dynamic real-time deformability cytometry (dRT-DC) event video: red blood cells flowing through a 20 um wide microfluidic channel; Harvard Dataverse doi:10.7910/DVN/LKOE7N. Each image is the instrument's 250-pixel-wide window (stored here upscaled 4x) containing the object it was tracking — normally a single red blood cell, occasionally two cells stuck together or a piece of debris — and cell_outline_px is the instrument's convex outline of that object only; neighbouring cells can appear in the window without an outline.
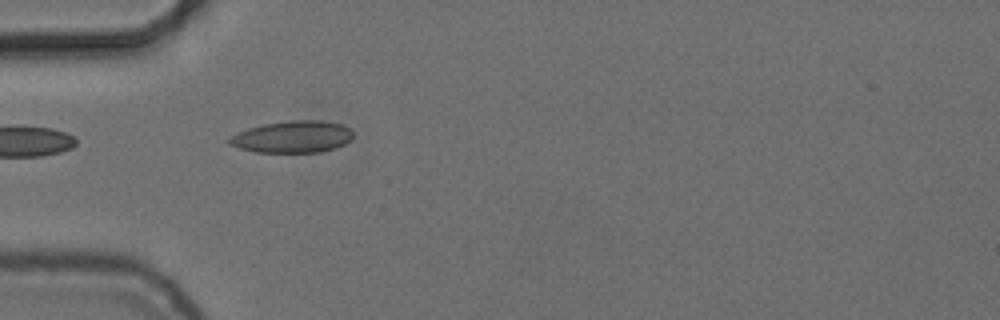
{"species": "common noctule bat (a hibernating species)", "species_latin": "Nyctalus noctula", "temperature_condition": "cold", "stored_images_in_passage": 3, "camera_frame_rate_fps": 3000, "um_per_image_px": 0.085, "animal": {"sex": "female", "body_mass_g": 24.6, "forearm_length_mm": 56.2}, "frame": {"image": 1, "passage_image": 1, "time_ms": 0.0, "image_size_px": [1000, 320], "cell_outline_px": [[352, 140], [336, 148], [320, 152], [256, 152], [240, 148], [228, 144], [228, 136], [236, 132], [248, 128], [264, 124], [288, 120], [324, 120], [344, 124], [352, 128]], "centroid_in_image_um": [24.89, 11.62], "position_along_channel_um": 60.1, "area_um2": 23.41}}
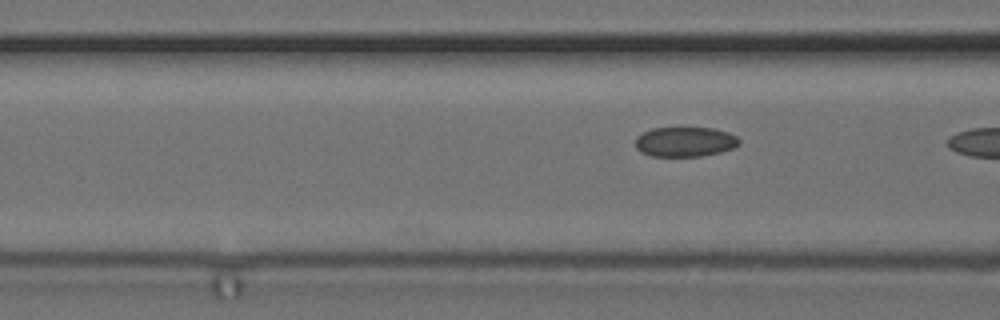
{"frame": {"image": 2, "passage_image": 3, "time_ms": 0.667, "image_size_px": [1000, 320], "cell_outline_px": [[740, 144], [732, 148], [720, 152], [700, 156], [652, 156], [640, 152], [636, 148], [636, 136], [652, 128], [712, 128], [728, 132], [736, 136], [740, 140]], "centroid_in_image_um": [58.22, 12.05], "position_along_channel_um": 108.4, "area_um2": 17.98}}